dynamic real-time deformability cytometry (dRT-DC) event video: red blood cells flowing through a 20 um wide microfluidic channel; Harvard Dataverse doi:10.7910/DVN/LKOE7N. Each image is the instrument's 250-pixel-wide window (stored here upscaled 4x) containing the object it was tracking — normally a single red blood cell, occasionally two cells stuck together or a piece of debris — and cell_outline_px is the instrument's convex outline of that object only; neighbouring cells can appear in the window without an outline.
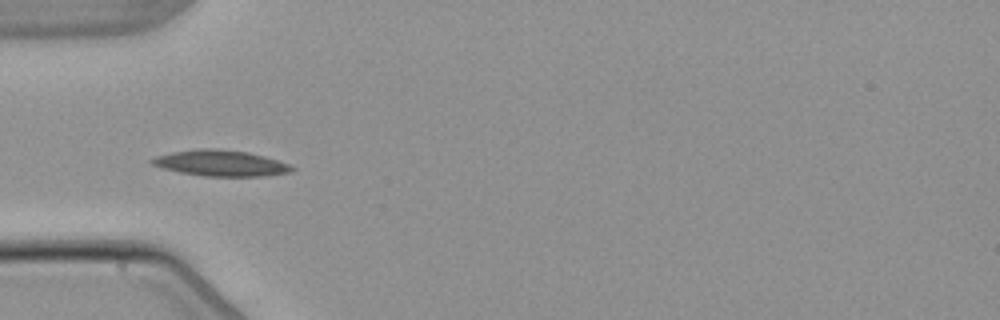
{"species": "common noctule bat (a hibernating species)", "species_latin": "Nyctalus noctula", "temperature_condition": "warm", "stored_images_in_passage": 5, "camera_frame_rate_fps": 3000, "um_per_image_px": 0.085, "animal": {"sex": "male", "body_mass_g": 21.5, "forearm_length_mm": 52.0}, "frame": {"image": 1, "passage_image": 5, "time_ms": 5.0, "image_size_px": [1000, 320], "cell_outline_px": [[296, 168], [292, 172], [264, 176], [204, 176], [180, 172], [164, 168], [152, 164], [148, 160], [156, 156], [172, 152], [196, 148], [212, 148], [248, 152], [264, 156], [288, 164]], "centroid_in_image_um": [18.75, 13.86], "position_along_channel_um": 66.2, "area_um2": 21.1}}